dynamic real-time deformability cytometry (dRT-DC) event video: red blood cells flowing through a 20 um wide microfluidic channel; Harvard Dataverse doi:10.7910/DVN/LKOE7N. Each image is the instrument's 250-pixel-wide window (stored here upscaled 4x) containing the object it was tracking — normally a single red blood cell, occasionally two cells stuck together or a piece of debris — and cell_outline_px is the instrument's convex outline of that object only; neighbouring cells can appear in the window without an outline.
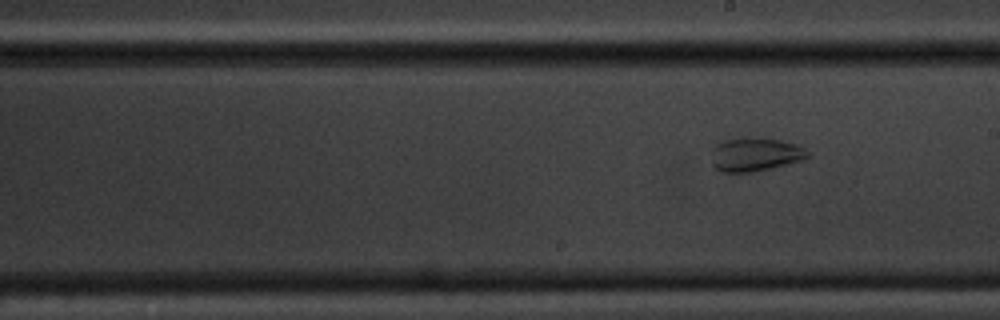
{"species": "common noctule bat (a hibernating species)", "species_latin": "Nyctalus noctula", "temperature_condition": "cold", "stored_images_in_passage": 10, "segment_of_instrument_passage": [2, 2], "camera_frame_rate_fps": 3000, "um_per_image_px": 0.085, "animal": {"sex": "male", "body_mass_g": 20.1, "forearm_length_mm": 53.5}, "frame": {"image": 1, "passage_image": 10, "time_ms": 11.333, "image_size_px": [1000, 320], "cell_outline_px": [[812, 156], [804, 160], [788, 164], [752, 172], [720, 172], [712, 164], [712, 148], [716, 144], [724, 140], [748, 136], [760, 136], [780, 140], [796, 144], [804, 148]], "centroid_in_image_um": [64.2, 13.1], "position_along_channel_um": 224.8, "area_um2": 19.31}}